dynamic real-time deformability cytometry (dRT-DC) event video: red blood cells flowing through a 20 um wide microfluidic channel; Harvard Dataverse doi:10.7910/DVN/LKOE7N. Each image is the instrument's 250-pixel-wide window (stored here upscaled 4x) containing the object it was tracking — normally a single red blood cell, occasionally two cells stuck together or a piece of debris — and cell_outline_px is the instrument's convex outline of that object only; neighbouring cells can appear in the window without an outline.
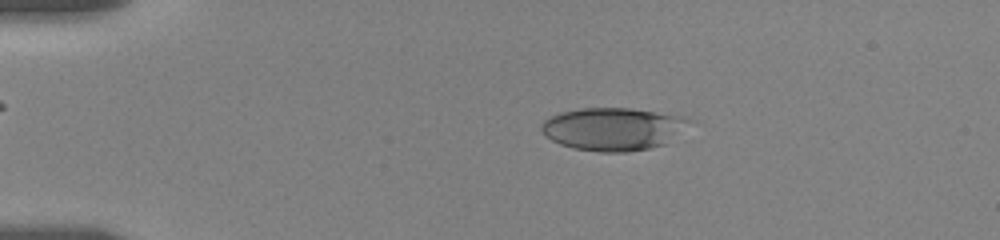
{"species": "human", "species_latin": "Homo sapiens", "temperature_condition": "room temperature", "stored_images_in_passage": 22, "camera_frame_rate_fps": 3000, "um_per_image_px": 0.085, "donor": {"sex": "female"}, "frame": {"image": 1, "passage_image": 3, "time_ms": 2.333, "image_size_px": [1000, 240], "cell_outline_px": [[688, 120], [664, 144], [652, 148], [628, 152], [600, 152], [572, 148], [560, 144], [552, 140], [540, 128], [540, 124], [544, 120], [560, 112], [580, 108], [632, 108], [680, 116]], "centroid_in_image_um": [51.99, 10.96], "position_along_channel_um": 33.0, "area_um2": 36.07}}
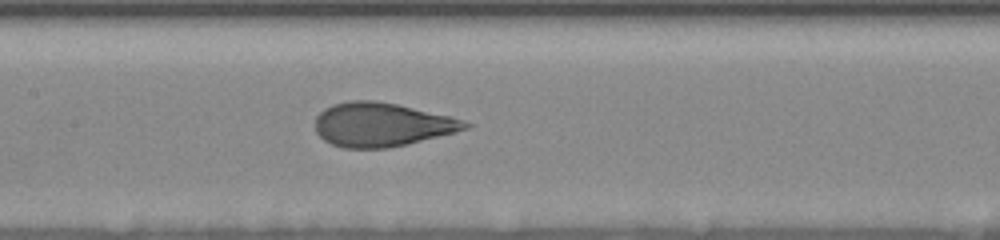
{"frame": {"image": 2, "passage_image": 13, "time_ms": 8.0, "image_size_px": [1000, 240], "cell_outline_px": [[472, 124], [468, 128], [408, 144], [388, 148], [344, 148], [332, 144], [324, 140], [316, 132], [316, 116], [324, 108], [332, 104], [348, 100], [372, 100], [396, 104], [448, 116]], "centroid_in_image_um": [32.38, 10.59], "position_along_channel_um": 175.0, "area_um2": 37.92}}
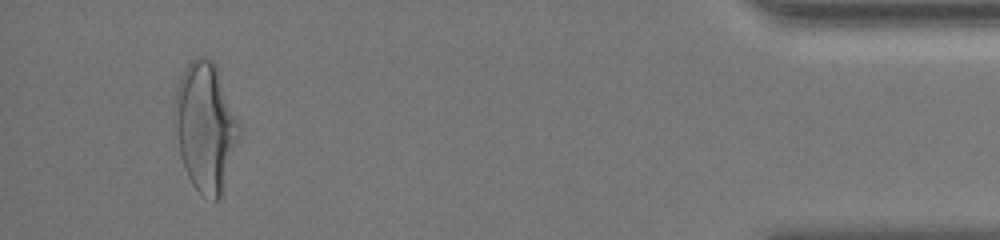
{"frame": {"image": 3, "passage_image": 21, "time_ms": 16.667, "image_size_px": [1000, 240], "cell_outline_px": [[240, 132], [220, 196], [216, 200], [212, 200], [200, 192], [192, 184], [184, 168], [172, 136], [176, 88], [184, 68], [192, 60], [200, 56], [204, 56], [212, 60], [216, 64], [240, 124]], "centroid_in_image_um": [17.41, 10.74], "position_along_channel_um": 417.8, "area_um2": 48.55}, "authors_computed_cell_mechanics": {"area_um2": 38.4948, "velocity_mm_per_s": 3.5173, "shape_relaxation_time_tau1_ms": 4.2912, "shape_relaxation_time_tau2_ms": null, "deformation_change_tau1": 0.1656, "deformation_change_tau2": null}}